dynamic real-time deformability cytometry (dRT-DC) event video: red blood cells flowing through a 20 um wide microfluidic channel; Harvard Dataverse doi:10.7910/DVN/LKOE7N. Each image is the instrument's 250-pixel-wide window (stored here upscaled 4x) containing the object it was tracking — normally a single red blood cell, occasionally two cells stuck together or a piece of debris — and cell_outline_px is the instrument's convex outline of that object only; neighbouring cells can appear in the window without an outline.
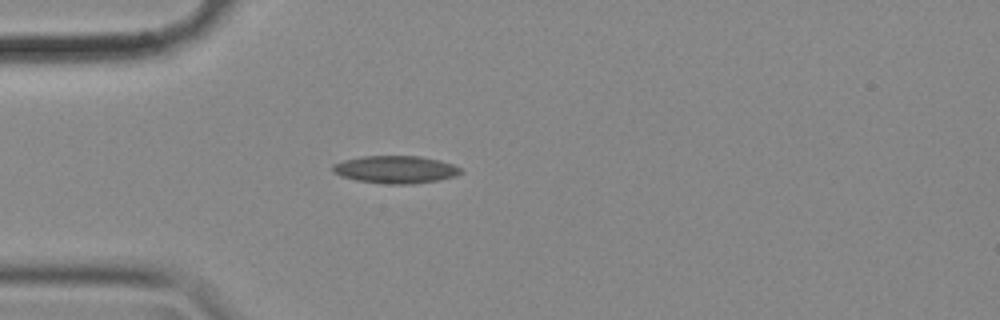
{"species": "common noctule bat (a hibernating species)", "species_latin": "Nyctalus noctula", "temperature_condition": "cold", "stored_images_in_passage": 42, "camera_frame_rate_fps": 3000, "um_per_image_px": 0.085, "animal": {"sex": "female", "body_mass_g": 18.4}, "frame": {"image": 1, "passage_image": 1, "time_ms": 0.0, "image_size_px": [1000, 320], "cell_outline_px": [[464, 172], [456, 176], [436, 180], [412, 184], [388, 184], [356, 180], [340, 176], [332, 172], [332, 164], [344, 160], [364, 156], [420, 156], [440, 160], [452, 164], [460, 168]], "centroid_in_image_um": [33.61, 14.4], "position_along_channel_um": 51.4, "area_um2": 20.58}}
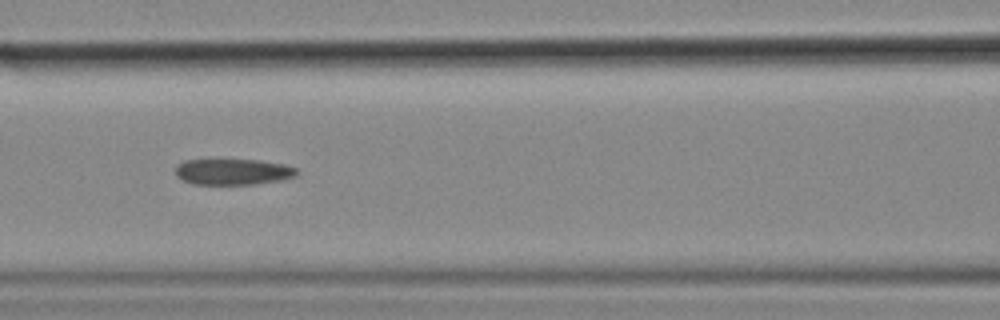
{"frame": {"image": 2, "passage_image": 10, "time_ms": 3.0, "image_size_px": [1000, 320], "cell_outline_px": [[300, 172], [296, 176], [280, 180], [256, 184], [192, 184], [176, 176], [176, 164], [184, 160], [256, 160], [284, 164], [296, 168]], "centroid_in_image_um": [19.81, 14.6], "position_along_channel_um": 146.8, "area_um2": 18.38}}
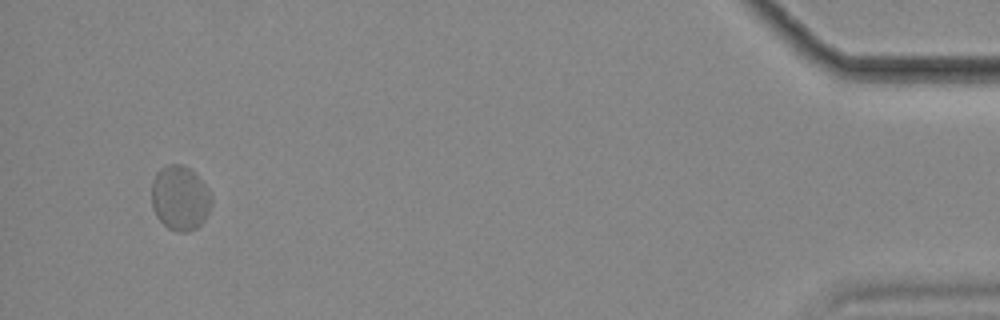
{"frame": {"image": 3, "passage_image": 40, "time_ms": 13.0, "image_size_px": [1000, 320], "cell_outline_px": [[212, 204], [204, 220], [196, 228], [188, 232], [176, 232], [168, 228], [156, 216], [152, 208], [152, 180], [156, 172], [160, 168], [168, 164], [184, 164], [208, 188], [212, 196]], "centroid_in_image_um": [15.29, 16.84], "position_along_channel_um": 419.9, "area_um2": 22.66}, "authors_computed_cell_mechanics": {"area_um2": 20.2011, "velocity_mm_per_s": 3.495, "shape_relaxation_time_tau1_ms": null, "shape_relaxation_time_tau2_ms": 1.778, "deformation_change_tau1": null, "deformation_change_tau2": 0.0695}}